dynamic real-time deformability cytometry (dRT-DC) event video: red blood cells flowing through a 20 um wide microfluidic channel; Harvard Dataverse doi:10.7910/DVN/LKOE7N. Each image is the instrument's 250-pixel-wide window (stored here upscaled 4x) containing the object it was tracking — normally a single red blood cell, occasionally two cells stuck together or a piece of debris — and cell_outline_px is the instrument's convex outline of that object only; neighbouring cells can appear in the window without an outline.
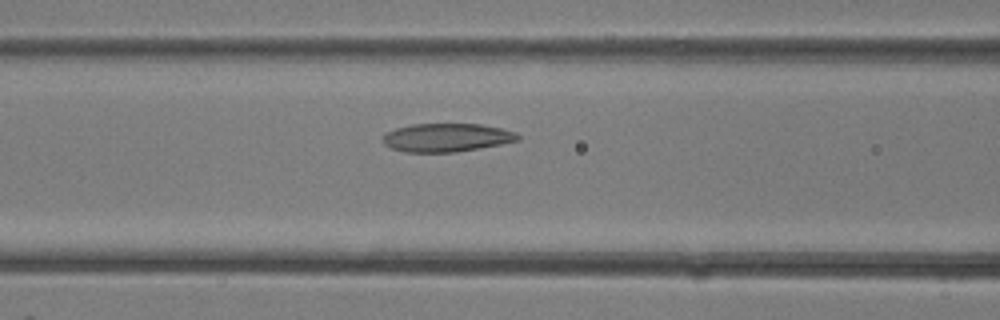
{"species": "common noctule bat (a hibernating species)", "species_latin": "Nyctalus noctula", "temperature_condition": "room temperature", "stored_images_in_passage": 33, "camera_frame_rate_fps": 3000, "um_per_image_px": 0.085, "animal": {"sex": "female"}, "frame": {"image": 1, "passage_image": 14, "time_ms": 4.333, "image_size_px": [1000, 320], "cell_outline_px": [[520, 140], [500, 144], [456, 152], [404, 152], [392, 148], [384, 144], [384, 132], [396, 128], [412, 124], [480, 124], [500, 128], [516, 132], [520, 136]], "centroid_in_image_um": [37.96, 11.69], "position_along_channel_um": 128.6, "area_um2": 22.25}}
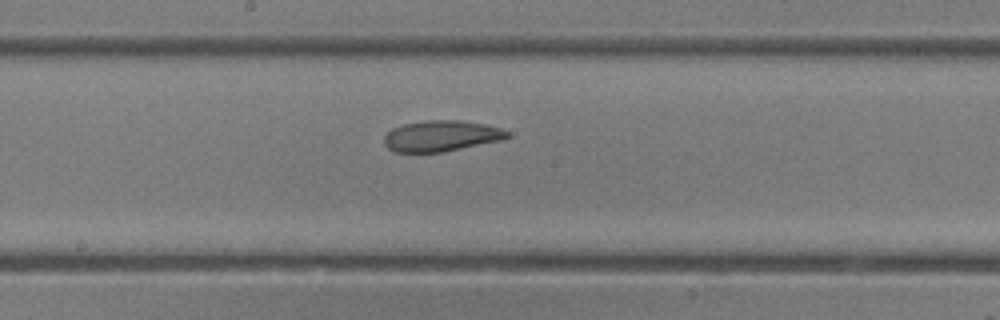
{"frame": {"image": 2, "passage_image": 18, "time_ms": 5.667, "image_size_px": [1000, 320], "cell_outline_px": [[512, 136], [504, 140], [444, 152], [396, 152], [388, 148], [384, 144], [384, 136], [392, 128], [404, 124], [424, 120], [460, 120], [484, 124], [500, 128], [508, 132]], "centroid_in_image_um": [37.53, 11.56], "position_along_channel_um": 210.7, "area_um2": 22.37}}
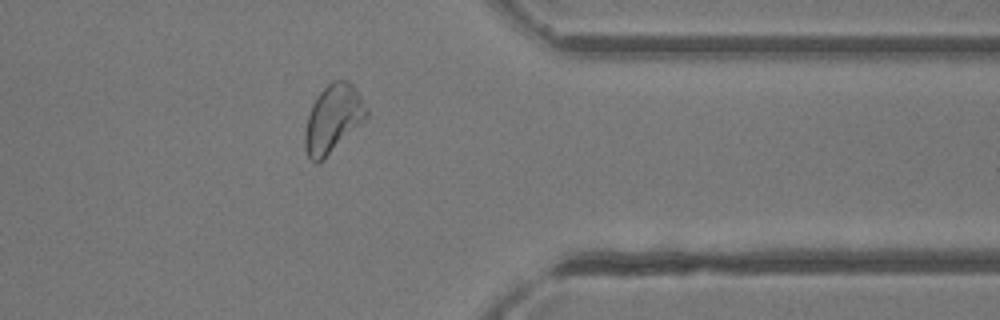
{"frame": {"image": 3, "passage_image": 27, "time_ms": 8.667, "image_size_px": [1000, 320], "cell_outline_px": [[368, 116], [324, 160], [316, 164], [308, 156], [304, 148], [304, 132], [308, 116], [312, 104], [316, 96], [332, 80], [348, 80], [356, 88], [368, 112]], "centroid_in_image_um": [28.28, 10.1], "position_along_channel_um": 383.1, "area_um2": 24.28}}